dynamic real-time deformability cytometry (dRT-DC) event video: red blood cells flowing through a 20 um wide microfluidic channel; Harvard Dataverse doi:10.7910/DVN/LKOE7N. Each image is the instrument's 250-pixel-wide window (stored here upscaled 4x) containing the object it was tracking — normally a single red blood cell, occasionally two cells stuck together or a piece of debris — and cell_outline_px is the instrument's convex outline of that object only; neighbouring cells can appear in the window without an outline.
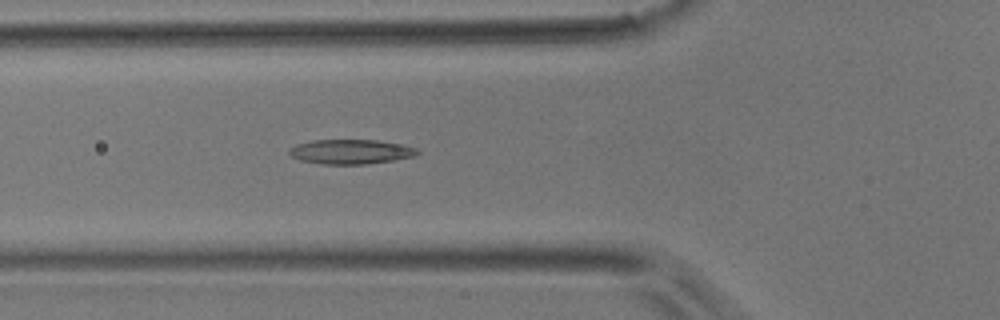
{"species": "common noctule bat (a hibernating species)", "species_latin": "Nyctalus noctula", "temperature_condition": "room temperature", "stored_images_in_passage": 33, "camera_frame_rate_fps": 3000, "um_per_image_px": 0.085, "animal": {"sex": "male", "body_mass_g": 17.9}, "frame": {"image": 1, "passage_image": 3, "time_ms": 0.667, "image_size_px": [1000, 320], "cell_outline_px": [[420, 152], [416, 156], [396, 160], [368, 164], [320, 164], [300, 160], [292, 156], [288, 152], [296, 144], [312, 140], [376, 140], [404, 144], [416, 148]], "centroid_in_image_um": [29.87, 12.9], "position_along_channel_um": 95.9, "area_um2": 18.5}}
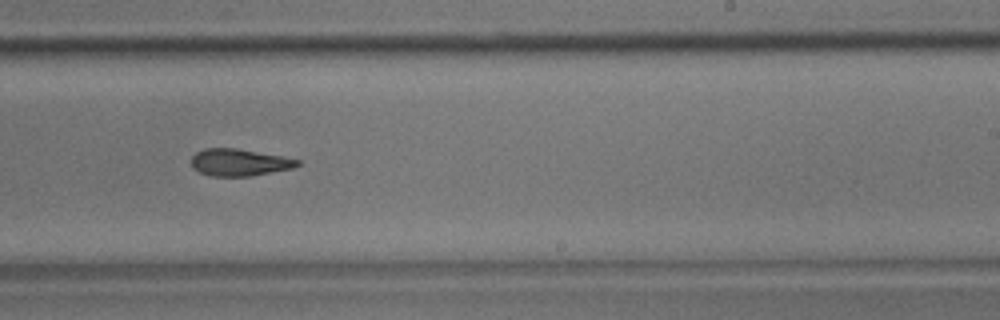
{"frame": {"image": 2, "passage_image": 15, "time_ms": 4.667, "image_size_px": [1000, 320], "cell_outline_px": [[300, 164], [292, 168], [248, 176], [212, 176], [200, 172], [192, 168], [192, 156], [196, 152], [204, 148], [236, 148], [284, 156], [300, 160]], "centroid_in_image_um": [20.33, 13.79], "position_along_channel_um": 268.7, "area_um2": 16.65}}
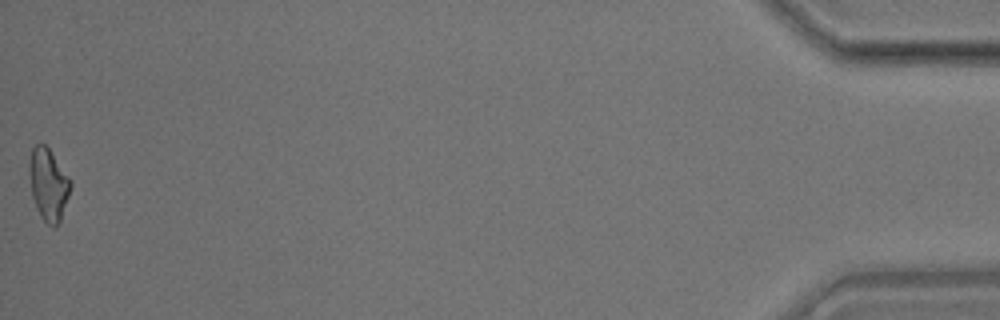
{"frame": {"image": 3, "passage_image": 33, "time_ms": 10.667, "image_size_px": [1000, 320], "cell_outline_px": [[72, 184], [60, 220], [56, 228], [52, 228], [40, 216], [36, 208], [32, 196], [28, 168], [28, 164], [32, 148], [36, 144], [44, 144], [48, 148], [72, 180]], "centroid_in_image_um": [4.1, 15.68], "position_along_channel_um": 431.1, "area_um2": 17.34}}